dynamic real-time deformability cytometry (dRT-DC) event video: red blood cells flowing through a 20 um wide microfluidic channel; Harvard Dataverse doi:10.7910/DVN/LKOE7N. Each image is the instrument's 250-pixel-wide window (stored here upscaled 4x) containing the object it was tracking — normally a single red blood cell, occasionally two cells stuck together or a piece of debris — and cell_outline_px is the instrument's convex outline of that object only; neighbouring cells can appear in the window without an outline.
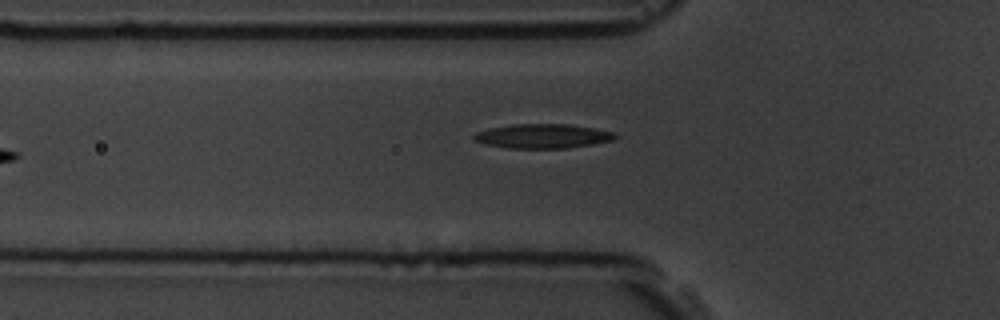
{"species": "common noctule bat (a hibernating species)", "species_latin": "Nyctalus noctula", "temperature_condition": "room temperature", "stored_images_in_passage": 5, "camera_frame_rate_fps": 3000, "um_per_image_px": 0.085, "animal": {"sex": "male", "body_mass_g": 19.5, "forearm_length_mm": 54.6}, "frame": {"image": 1, "passage_image": 5, "time_ms": 4.667, "image_size_px": [1000, 320], "cell_outline_px": [[616, 136], [612, 140], [592, 144], [564, 148], [508, 148], [484, 144], [476, 140], [472, 136], [476, 132], [488, 128], [512, 124], [568, 124], [616, 132]], "centroid_in_image_um": [46.09, 11.56], "position_along_channel_um": 79.7, "area_um2": 19.88}}